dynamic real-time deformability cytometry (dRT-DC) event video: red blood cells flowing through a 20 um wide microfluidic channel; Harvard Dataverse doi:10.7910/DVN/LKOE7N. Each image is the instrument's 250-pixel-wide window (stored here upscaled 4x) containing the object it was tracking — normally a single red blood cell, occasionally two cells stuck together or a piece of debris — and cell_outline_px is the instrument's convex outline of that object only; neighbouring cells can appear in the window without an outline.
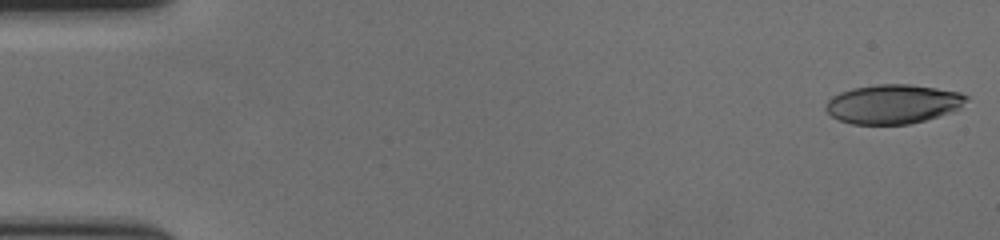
{"species": "human", "species_latin": "Homo sapiens", "temperature_condition": "cold", "stored_images_in_passage": 58, "camera_frame_rate_fps": 3000, "um_per_image_px": 0.085, "donor": {"sex": "female"}, "frame": {"image": 1, "passage_image": 1, "time_ms": 0.0, "image_size_px": [1000, 240], "cell_outline_px": [[968, 100], [960, 108], [952, 112], [924, 120], [908, 124], [852, 124], [840, 120], [832, 116], [824, 108], [828, 100], [832, 96], [840, 92], [852, 88], [876, 84], [912, 84], [960, 92], [968, 96]], "centroid_in_image_um": [75.92, 8.83], "position_along_channel_um": 9.1, "area_um2": 32.19}}
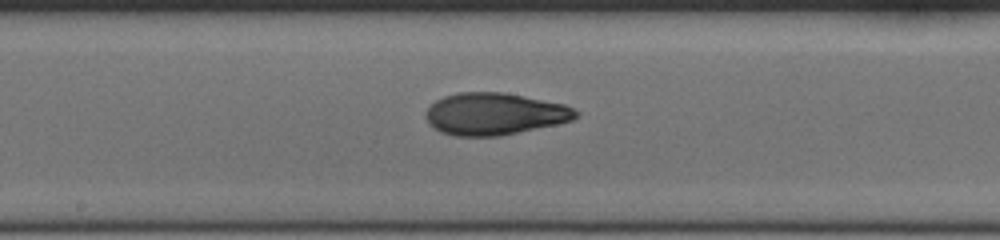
{"frame": {"image": 2, "passage_image": 31, "time_ms": 10.0, "image_size_px": [1000, 240], "cell_outline_px": [[580, 112], [572, 120], [556, 124], [500, 136], [456, 136], [440, 132], [432, 128], [428, 124], [424, 116], [428, 108], [436, 100], [444, 96], [456, 92], [504, 92], [564, 104]], "centroid_in_image_um": [41.99, 9.68], "position_along_channel_um": 206.2, "area_um2": 36.82}}
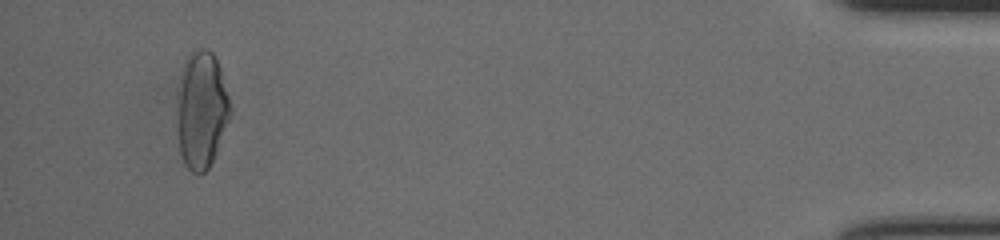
{"frame": {"image": 3, "passage_image": 55, "time_ms": 18.0, "image_size_px": [1000, 240], "cell_outline_px": [[232, 112], [216, 152], [208, 168], [204, 172], [192, 172], [184, 164], [180, 152], [176, 116], [176, 96], [184, 60], [192, 48], [208, 48], [216, 56], [220, 68], [232, 108]], "centroid_in_image_um": [17.11, 9.27], "position_along_channel_um": 418.1, "area_um2": 36.88}, "authors_computed_cell_mechanics": {"area_um2": 35.6626, "velocity_mm_per_s": 3.5681, "shape_relaxation_time_tau1_ms": 8.7966, "shape_relaxation_time_tau2_ms": 2.2966, "deformation_change_tau1": 0.2637, "deformation_change_tau2": 0.0856}}